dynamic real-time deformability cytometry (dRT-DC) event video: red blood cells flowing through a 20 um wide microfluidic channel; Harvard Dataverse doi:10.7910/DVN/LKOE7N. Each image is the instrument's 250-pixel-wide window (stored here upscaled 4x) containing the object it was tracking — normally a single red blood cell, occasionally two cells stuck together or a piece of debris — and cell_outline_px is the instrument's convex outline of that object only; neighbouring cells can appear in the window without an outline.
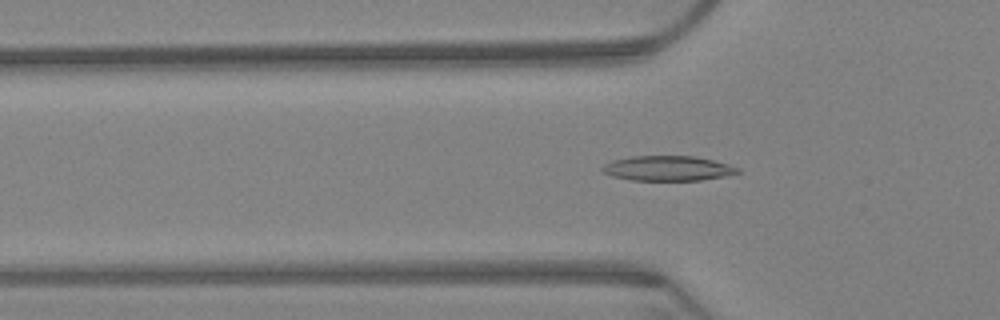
{"species": "Egyptian fruit bat (a non-hibernating species)", "species_latin": "Rousettus aegyptiacus", "temperature_condition": "warm", "stored_images_in_passage": 64, "camera_frame_rate_fps": 3000, "um_per_image_px": 0.085, "animal": {"sex": "female"}, "frame": {"image": 1, "passage_image": 21, "time_ms": 6.667, "image_size_px": [1000, 320], "cell_outline_px": [[740, 172], [724, 176], [700, 180], [632, 180], [612, 176], [604, 172], [600, 168], [604, 164], [612, 160], [632, 156], [692, 156], [712, 160], [728, 164], [740, 168]], "centroid_in_image_um": [56.74, 14.3], "position_along_channel_um": 69.1, "area_um2": 19.54}}
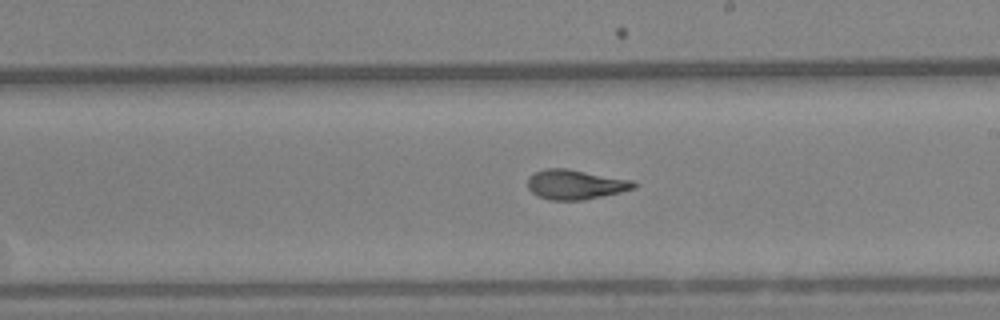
{"frame": {"image": 2, "passage_image": 37, "time_ms": 12.0, "image_size_px": [1000, 320], "cell_outline_px": [[636, 188], [620, 192], [584, 200], [552, 200], [536, 196], [528, 188], [528, 176], [544, 168], [568, 168], [632, 180], [636, 184]], "centroid_in_image_um": [48.89, 15.68], "position_along_channel_um": 240.1, "area_um2": 18.44}}
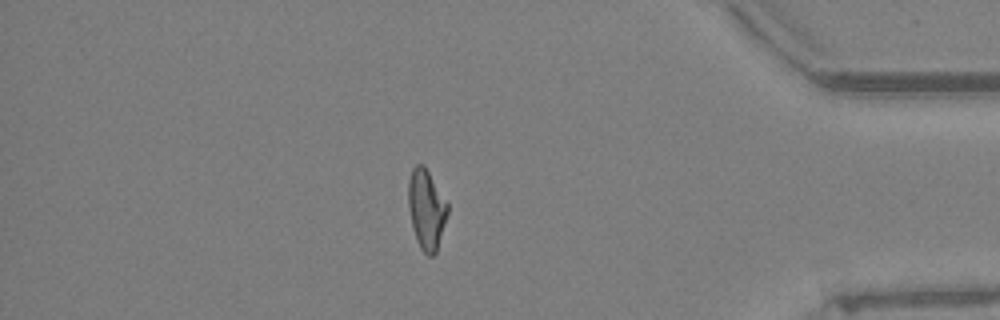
{"frame": {"image": 3, "passage_image": 55, "time_ms": 18.0, "image_size_px": [1000, 320], "cell_outline_px": [[448, 212], [436, 252], [432, 256], [428, 256], [420, 248], [416, 240], [412, 228], [408, 208], [408, 180], [412, 168], [416, 164], [424, 164], [448, 204]], "centroid_in_image_um": [36.22, 17.78], "position_along_channel_um": 399.0, "area_um2": 18.32}, "authors_computed_cell_mechanics": {"area_um2": 18.4382, "velocity_mm_per_s": 3.2174, "shape_relaxation_time_tau1_ms": 8.8603, "shape_relaxation_time_tau2_ms": 2.0853, "deformation_change_tau1": 0.2242, "deformation_change_tau2": 0.0938}}